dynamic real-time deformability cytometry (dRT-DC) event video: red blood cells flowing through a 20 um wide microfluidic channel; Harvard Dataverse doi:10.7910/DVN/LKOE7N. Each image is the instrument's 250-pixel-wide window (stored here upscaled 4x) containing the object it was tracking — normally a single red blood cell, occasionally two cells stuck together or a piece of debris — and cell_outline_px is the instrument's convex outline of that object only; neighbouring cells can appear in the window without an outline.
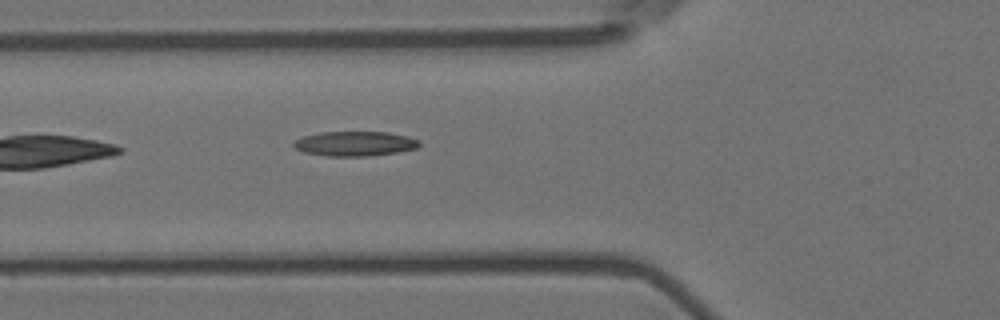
{"species": "Egyptian fruit bat (a non-hibernating species)", "species_latin": "Rousettus aegyptiacus", "temperature_condition": "room temperature", "stored_images_in_passage": 2, "camera_frame_rate_fps": 3000, "um_per_image_px": 0.085, "animal": {"sex": "female"}, "frame": {"image": 1, "passage_image": 2, "time_ms": 0.333, "image_size_px": [1000, 320], "cell_outline_px": [[420, 144], [416, 148], [396, 152], [368, 156], [328, 156], [304, 152], [296, 148], [292, 144], [296, 140], [304, 136], [320, 132], [388, 132], [408, 136], [420, 140]], "centroid_in_image_um": [30.18, 12.2], "position_along_channel_um": 95.6, "area_um2": 17.98}}